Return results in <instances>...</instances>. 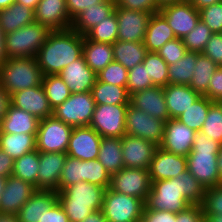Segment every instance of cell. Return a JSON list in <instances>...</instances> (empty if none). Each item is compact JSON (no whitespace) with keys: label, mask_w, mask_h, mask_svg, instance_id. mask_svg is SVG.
Returning a JSON list of instances; mask_svg holds the SVG:
<instances>
[{"label":"cell","mask_w":222,"mask_h":222,"mask_svg":"<svg viewBox=\"0 0 222 222\" xmlns=\"http://www.w3.org/2000/svg\"><path fill=\"white\" fill-rule=\"evenodd\" d=\"M102 137L90 126L74 127L66 154L79 160L98 158Z\"/></svg>","instance_id":"cell-15"},{"label":"cell","mask_w":222,"mask_h":222,"mask_svg":"<svg viewBox=\"0 0 222 222\" xmlns=\"http://www.w3.org/2000/svg\"><path fill=\"white\" fill-rule=\"evenodd\" d=\"M10 104L29 112L40 120L53 115V109L49 104L42 85L11 94Z\"/></svg>","instance_id":"cell-19"},{"label":"cell","mask_w":222,"mask_h":222,"mask_svg":"<svg viewBox=\"0 0 222 222\" xmlns=\"http://www.w3.org/2000/svg\"><path fill=\"white\" fill-rule=\"evenodd\" d=\"M129 103L154 118L170 119L166 106L164 87L153 86L130 95Z\"/></svg>","instance_id":"cell-24"},{"label":"cell","mask_w":222,"mask_h":222,"mask_svg":"<svg viewBox=\"0 0 222 222\" xmlns=\"http://www.w3.org/2000/svg\"><path fill=\"white\" fill-rule=\"evenodd\" d=\"M58 75L71 93L91 92L97 80V74L87 65L83 55L64 67Z\"/></svg>","instance_id":"cell-21"},{"label":"cell","mask_w":222,"mask_h":222,"mask_svg":"<svg viewBox=\"0 0 222 222\" xmlns=\"http://www.w3.org/2000/svg\"><path fill=\"white\" fill-rule=\"evenodd\" d=\"M57 201L56 190L37 189L16 214L18 221L39 222L45 211H48Z\"/></svg>","instance_id":"cell-25"},{"label":"cell","mask_w":222,"mask_h":222,"mask_svg":"<svg viewBox=\"0 0 222 222\" xmlns=\"http://www.w3.org/2000/svg\"><path fill=\"white\" fill-rule=\"evenodd\" d=\"M84 35L70 29L52 31L36 55L43 76L59 72L83 54Z\"/></svg>","instance_id":"cell-1"},{"label":"cell","mask_w":222,"mask_h":222,"mask_svg":"<svg viewBox=\"0 0 222 222\" xmlns=\"http://www.w3.org/2000/svg\"><path fill=\"white\" fill-rule=\"evenodd\" d=\"M127 75L128 70L121 63L113 61L97 73V79L101 82L126 87Z\"/></svg>","instance_id":"cell-49"},{"label":"cell","mask_w":222,"mask_h":222,"mask_svg":"<svg viewBox=\"0 0 222 222\" xmlns=\"http://www.w3.org/2000/svg\"><path fill=\"white\" fill-rule=\"evenodd\" d=\"M36 134L0 132V148L15 160L36 149Z\"/></svg>","instance_id":"cell-31"},{"label":"cell","mask_w":222,"mask_h":222,"mask_svg":"<svg viewBox=\"0 0 222 222\" xmlns=\"http://www.w3.org/2000/svg\"><path fill=\"white\" fill-rule=\"evenodd\" d=\"M204 219L207 222H222V215H204Z\"/></svg>","instance_id":"cell-68"},{"label":"cell","mask_w":222,"mask_h":222,"mask_svg":"<svg viewBox=\"0 0 222 222\" xmlns=\"http://www.w3.org/2000/svg\"><path fill=\"white\" fill-rule=\"evenodd\" d=\"M200 131L222 144V104L220 102H213L210 105Z\"/></svg>","instance_id":"cell-45"},{"label":"cell","mask_w":222,"mask_h":222,"mask_svg":"<svg viewBox=\"0 0 222 222\" xmlns=\"http://www.w3.org/2000/svg\"><path fill=\"white\" fill-rule=\"evenodd\" d=\"M95 107L91 92L72 93L53 110V115L73 128L89 126Z\"/></svg>","instance_id":"cell-9"},{"label":"cell","mask_w":222,"mask_h":222,"mask_svg":"<svg viewBox=\"0 0 222 222\" xmlns=\"http://www.w3.org/2000/svg\"><path fill=\"white\" fill-rule=\"evenodd\" d=\"M91 94L96 104H129L130 99L127 87L101 82L98 79L91 89Z\"/></svg>","instance_id":"cell-36"},{"label":"cell","mask_w":222,"mask_h":222,"mask_svg":"<svg viewBox=\"0 0 222 222\" xmlns=\"http://www.w3.org/2000/svg\"><path fill=\"white\" fill-rule=\"evenodd\" d=\"M200 19L213 33H222V1L199 10Z\"/></svg>","instance_id":"cell-51"},{"label":"cell","mask_w":222,"mask_h":222,"mask_svg":"<svg viewBox=\"0 0 222 222\" xmlns=\"http://www.w3.org/2000/svg\"><path fill=\"white\" fill-rule=\"evenodd\" d=\"M145 202L137 197L105 190L102 212L107 222H141Z\"/></svg>","instance_id":"cell-6"},{"label":"cell","mask_w":222,"mask_h":222,"mask_svg":"<svg viewBox=\"0 0 222 222\" xmlns=\"http://www.w3.org/2000/svg\"><path fill=\"white\" fill-rule=\"evenodd\" d=\"M118 34L117 40L124 42H143L149 19L153 13L115 8Z\"/></svg>","instance_id":"cell-14"},{"label":"cell","mask_w":222,"mask_h":222,"mask_svg":"<svg viewBox=\"0 0 222 222\" xmlns=\"http://www.w3.org/2000/svg\"><path fill=\"white\" fill-rule=\"evenodd\" d=\"M204 213L201 205H190L185 210L175 213V222H203Z\"/></svg>","instance_id":"cell-55"},{"label":"cell","mask_w":222,"mask_h":222,"mask_svg":"<svg viewBox=\"0 0 222 222\" xmlns=\"http://www.w3.org/2000/svg\"><path fill=\"white\" fill-rule=\"evenodd\" d=\"M42 86L53 110L72 94L71 90L58 74L43 76Z\"/></svg>","instance_id":"cell-40"},{"label":"cell","mask_w":222,"mask_h":222,"mask_svg":"<svg viewBox=\"0 0 222 222\" xmlns=\"http://www.w3.org/2000/svg\"><path fill=\"white\" fill-rule=\"evenodd\" d=\"M201 53L187 51L183 58L168 65V84L189 85L197 57Z\"/></svg>","instance_id":"cell-37"},{"label":"cell","mask_w":222,"mask_h":222,"mask_svg":"<svg viewBox=\"0 0 222 222\" xmlns=\"http://www.w3.org/2000/svg\"><path fill=\"white\" fill-rule=\"evenodd\" d=\"M217 168H218L220 180L222 181V144H221L218 156H217Z\"/></svg>","instance_id":"cell-67"},{"label":"cell","mask_w":222,"mask_h":222,"mask_svg":"<svg viewBox=\"0 0 222 222\" xmlns=\"http://www.w3.org/2000/svg\"><path fill=\"white\" fill-rule=\"evenodd\" d=\"M221 144L201 131L196 132L192 150L187 156V170L205 187L222 184L217 168Z\"/></svg>","instance_id":"cell-2"},{"label":"cell","mask_w":222,"mask_h":222,"mask_svg":"<svg viewBox=\"0 0 222 222\" xmlns=\"http://www.w3.org/2000/svg\"><path fill=\"white\" fill-rule=\"evenodd\" d=\"M179 1H183V0H156L159 8H161L164 5L172 4L174 2H179Z\"/></svg>","instance_id":"cell-70"},{"label":"cell","mask_w":222,"mask_h":222,"mask_svg":"<svg viewBox=\"0 0 222 222\" xmlns=\"http://www.w3.org/2000/svg\"><path fill=\"white\" fill-rule=\"evenodd\" d=\"M192 205L180 192L179 178L151 182L145 201L147 209L179 213Z\"/></svg>","instance_id":"cell-7"},{"label":"cell","mask_w":222,"mask_h":222,"mask_svg":"<svg viewBox=\"0 0 222 222\" xmlns=\"http://www.w3.org/2000/svg\"><path fill=\"white\" fill-rule=\"evenodd\" d=\"M39 222H69L62 205L57 201L48 211H45Z\"/></svg>","instance_id":"cell-59"},{"label":"cell","mask_w":222,"mask_h":222,"mask_svg":"<svg viewBox=\"0 0 222 222\" xmlns=\"http://www.w3.org/2000/svg\"><path fill=\"white\" fill-rule=\"evenodd\" d=\"M6 182H7V177H0V198L5 189Z\"/></svg>","instance_id":"cell-71"},{"label":"cell","mask_w":222,"mask_h":222,"mask_svg":"<svg viewBox=\"0 0 222 222\" xmlns=\"http://www.w3.org/2000/svg\"><path fill=\"white\" fill-rule=\"evenodd\" d=\"M201 206L204 215H222V184L205 190Z\"/></svg>","instance_id":"cell-50"},{"label":"cell","mask_w":222,"mask_h":222,"mask_svg":"<svg viewBox=\"0 0 222 222\" xmlns=\"http://www.w3.org/2000/svg\"><path fill=\"white\" fill-rule=\"evenodd\" d=\"M202 54L222 66V33H213Z\"/></svg>","instance_id":"cell-53"},{"label":"cell","mask_w":222,"mask_h":222,"mask_svg":"<svg viewBox=\"0 0 222 222\" xmlns=\"http://www.w3.org/2000/svg\"><path fill=\"white\" fill-rule=\"evenodd\" d=\"M9 104H10V95L0 85V123L7 112Z\"/></svg>","instance_id":"cell-61"},{"label":"cell","mask_w":222,"mask_h":222,"mask_svg":"<svg viewBox=\"0 0 222 222\" xmlns=\"http://www.w3.org/2000/svg\"><path fill=\"white\" fill-rule=\"evenodd\" d=\"M35 21L52 31L71 28L65 0H40L35 10Z\"/></svg>","instance_id":"cell-23"},{"label":"cell","mask_w":222,"mask_h":222,"mask_svg":"<svg viewBox=\"0 0 222 222\" xmlns=\"http://www.w3.org/2000/svg\"><path fill=\"white\" fill-rule=\"evenodd\" d=\"M16 0H0V10L8 8L12 3H15Z\"/></svg>","instance_id":"cell-69"},{"label":"cell","mask_w":222,"mask_h":222,"mask_svg":"<svg viewBox=\"0 0 222 222\" xmlns=\"http://www.w3.org/2000/svg\"><path fill=\"white\" fill-rule=\"evenodd\" d=\"M105 188L89 182H78L58 192L69 222H82L89 214L102 209Z\"/></svg>","instance_id":"cell-3"},{"label":"cell","mask_w":222,"mask_h":222,"mask_svg":"<svg viewBox=\"0 0 222 222\" xmlns=\"http://www.w3.org/2000/svg\"><path fill=\"white\" fill-rule=\"evenodd\" d=\"M187 49L180 38H175L165 43L158 51L157 54L168 64H174L184 57Z\"/></svg>","instance_id":"cell-52"},{"label":"cell","mask_w":222,"mask_h":222,"mask_svg":"<svg viewBox=\"0 0 222 222\" xmlns=\"http://www.w3.org/2000/svg\"><path fill=\"white\" fill-rule=\"evenodd\" d=\"M39 151L37 149L14 160L12 175L37 188Z\"/></svg>","instance_id":"cell-38"},{"label":"cell","mask_w":222,"mask_h":222,"mask_svg":"<svg viewBox=\"0 0 222 222\" xmlns=\"http://www.w3.org/2000/svg\"><path fill=\"white\" fill-rule=\"evenodd\" d=\"M84 181L104 187H110L111 175L98 159L83 160Z\"/></svg>","instance_id":"cell-46"},{"label":"cell","mask_w":222,"mask_h":222,"mask_svg":"<svg viewBox=\"0 0 222 222\" xmlns=\"http://www.w3.org/2000/svg\"><path fill=\"white\" fill-rule=\"evenodd\" d=\"M84 181L83 160L67 155L58 183V192L72 184Z\"/></svg>","instance_id":"cell-47"},{"label":"cell","mask_w":222,"mask_h":222,"mask_svg":"<svg viewBox=\"0 0 222 222\" xmlns=\"http://www.w3.org/2000/svg\"><path fill=\"white\" fill-rule=\"evenodd\" d=\"M36 191L32 184L10 175L0 198V213L17 214Z\"/></svg>","instance_id":"cell-20"},{"label":"cell","mask_w":222,"mask_h":222,"mask_svg":"<svg viewBox=\"0 0 222 222\" xmlns=\"http://www.w3.org/2000/svg\"><path fill=\"white\" fill-rule=\"evenodd\" d=\"M157 145L143 138L125 134L122 136L124 167L149 169Z\"/></svg>","instance_id":"cell-18"},{"label":"cell","mask_w":222,"mask_h":222,"mask_svg":"<svg viewBox=\"0 0 222 222\" xmlns=\"http://www.w3.org/2000/svg\"><path fill=\"white\" fill-rule=\"evenodd\" d=\"M73 127L54 115L41 119L36 134V149L39 152H67Z\"/></svg>","instance_id":"cell-10"},{"label":"cell","mask_w":222,"mask_h":222,"mask_svg":"<svg viewBox=\"0 0 222 222\" xmlns=\"http://www.w3.org/2000/svg\"><path fill=\"white\" fill-rule=\"evenodd\" d=\"M111 190L146 201L151 189L149 171L124 167L111 175Z\"/></svg>","instance_id":"cell-12"},{"label":"cell","mask_w":222,"mask_h":222,"mask_svg":"<svg viewBox=\"0 0 222 222\" xmlns=\"http://www.w3.org/2000/svg\"><path fill=\"white\" fill-rule=\"evenodd\" d=\"M14 160L0 148V177L12 175Z\"/></svg>","instance_id":"cell-60"},{"label":"cell","mask_w":222,"mask_h":222,"mask_svg":"<svg viewBox=\"0 0 222 222\" xmlns=\"http://www.w3.org/2000/svg\"><path fill=\"white\" fill-rule=\"evenodd\" d=\"M212 35L213 32L200 19L194 29L185 35L182 40L187 51L202 53Z\"/></svg>","instance_id":"cell-44"},{"label":"cell","mask_w":222,"mask_h":222,"mask_svg":"<svg viewBox=\"0 0 222 222\" xmlns=\"http://www.w3.org/2000/svg\"><path fill=\"white\" fill-rule=\"evenodd\" d=\"M118 22L116 12L91 28L84 36L91 41L113 44L117 40Z\"/></svg>","instance_id":"cell-41"},{"label":"cell","mask_w":222,"mask_h":222,"mask_svg":"<svg viewBox=\"0 0 222 222\" xmlns=\"http://www.w3.org/2000/svg\"><path fill=\"white\" fill-rule=\"evenodd\" d=\"M40 0H16L17 3L30 7L35 10Z\"/></svg>","instance_id":"cell-66"},{"label":"cell","mask_w":222,"mask_h":222,"mask_svg":"<svg viewBox=\"0 0 222 222\" xmlns=\"http://www.w3.org/2000/svg\"><path fill=\"white\" fill-rule=\"evenodd\" d=\"M128 104H96L90 127L101 137L121 138L126 134V112Z\"/></svg>","instance_id":"cell-8"},{"label":"cell","mask_w":222,"mask_h":222,"mask_svg":"<svg viewBox=\"0 0 222 222\" xmlns=\"http://www.w3.org/2000/svg\"><path fill=\"white\" fill-rule=\"evenodd\" d=\"M154 86L168 85V64L157 54L148 52L142 62Z\"/></svg>","instance_id":"cell-42"},{"label":"cell","mask_w":222,"mask_h":222,"mask_svg":"<svg viewBox=\"0 0 222 222\" xmlns=\"http://www.w3.org/2000/svg\"><path fill=\"white\" fill-rule=\"evenodd\" d=\"M69 18L73 20L78 14L104 0H65Z\"/></svg>","instance_id":"cell-58"},{"label":"cell","mask_w":222,"mask_h":222,"mask_svg":"<svg viewBox=\"0 0 222 222\" xmlns=\"http://www.w3.org/2000/svg\"><path fill=\"white\" fill-rule=\"evenodd\" d=\"M194 67L195 69L189 87L201 96H206L208 98V85L210 79L219 66L209 57L201 53L197 57Z\"/></svg>","instance_id":"cell-35"},{"label":"cell","mask_w":222,"mask_h":222,"mask_svg":"<svg viewBox=\"0 0 222 222\" xmlns=\"http://www.w3.org/2000/svg\"><path fill=\"white\" fill-rule=\"evenodd\" d=\"M116 8L115 0H104L78 14L71 24V29L85 35L91 28L109 17Z\"/></svg>","instance_id":"cell-27"},{"label":"cell","mask_w":222,"mask_h":222,"mask_svg":"<svg viewBox=\"0 0 222 222\" xmlns=\"http://www.w3.org/2000/svg\"><path fill=\"white\" fill-rule=\"evenodd\" d=\"M213 103L206 96H200L187 110L177 119L190 129L198 132L202 129L207 117L209 107Z\"/></svg>","instance_id":"cell-39"},{"label":"cell","mask_w":222,"mask_h":222,"mask_svg":"<svg viewBox=\"0 0 222 222\" xmlns=\"http://www.w3.org/2000/svg\"><path fill=\"white\" fill-rule=\"evenodd\" d=\"M186 170V156L168 152L159 146L148 169L151 182L175 178Z\"/></svg>","instance_id":"cell-17"},{"label":"cell","mask_w":222,"mask_h":222,"mask_svg":"<svg viewBox=\"0 0 222 222\" xmlns=\"http://www.w3.org/2000/svg\"><path fill=\"white\" fill-rule=\"evenodd\" d=\"M164 96L170 119H177L201 95L189 85L168 84L164 87Z\"/></svg>","instance_id":"cell-26"},{"label":"cell","mask_w":222,"mask_h":222,"mask_svg":"<svg viewBox=\"0 0 222 222\" xmlns=\"http://www.w3.org/2000/svg\"><path fill=\"white\" fill-rule=\"evenodd\" d=\"M195 134L196 131L178 119H169L165 123L164 136L159 147L168 152L187 157L192 150Z\"/></svg>","instance_id":"cell-16"},{"label":"cell","mask_w":222,"mask_h":222,"mask_svg":"<svg viewBox=\"0 0 222 222\" xmlns=\"http://www.w3.org/2000/svg\"><path fill=\"white\" fill-rule=\"evenodd\" d=\"M208 98L213 102L222 101V66L217 68L210 79Z\"/></svg>","instance_id":"cell-56"},{"label":"cell","mask_w":222,"mask_h":222,"mask_svg":"<svg viewBox=\"0 0 222 222\" xmlns=\"http://www.w3.org/2000/svg\"><path fill=\"white\" fill-rule=\"evenodd\" d=\"M82 222H107L102 210H97L89 214Z\"/></svg>","instance_id":"cell-62"},{"label":"cell","mask_w":222,"mask_h":222,"mask_svg":"<svg viewBox=\"0 0 222 222\" xmlns=\"http://www.w3.org/2000/svg\"><path fill=\"white\" fill-rule=\"evenodd\" d=\"M115 2L116 7H122L135 11L157 13L160 9L156 0H115Z\"/></svg>","instance_id":"cell-54"},{"label":"cell","mask_w":222,"mask_h":222,"mask_svg":"<svg viewBox=\"0 0 222 222\" xmlns=\"http://www.w3.org/2000/svg\"><path fill=\"white\" fill-rule=\"evenodd\" d=\"M82 55L96 74L114 61L112 44L94 42L85 36Z\"/></svg>","instance_id":"cell-34"},{"label":"cell","mask_w":222,"mask_h":222,"mask_svg":"<svg viewBox=\"0 0 222 222\" xmlns=\"http://www.w3.org/2000/svg\"><path fill=\"white\" fill-rule=\"evenodd\" d=\"M7 59L4 49V33L0 27V65Z\"/></svg>","instance_id":"cell-64"},{"label":"cell","mask_w":222,"mask_h":222,"mask_svg":"<svg viewBox=\"0 0 222 222\" xmlns=\"http://www.w3.org/2000/svg\"><path fill=\"white\" fill-rule=\"evenodd\" d=\"M110 175L124 168L122 137H102L97 158Z\"/></svg>","instance_id":"cell-32"},{"label":"cell","mask_w":222,"mask_h":222,"mask_svg":"<svg viewBox=\"0 0 222 222\" xmlns=\"http://www.w3.org/2000/svg\"><path fill=\"white\" fill-rule=\"evenodd\" d=\"M35 22L34 9L12 3L8 8L0 10V27L4 35Z\"/></svg>","instance_id":"cell-30"},{"label":"cell","mask_w":222,"mask_h":222,"mask_svg":"<svg viewBox=\"0 0 222 222\" xmlns=\"http://www.w3.org/2000/svg\"><path fill=\"white\" fill-rule=\"evenodd\" d=\"M166 121L157 119L130 103L126 112V134L143 138L160 146L164 136Z\"/></svg>","instance_id":"cell-11"},{"label":"cell","mask_w":222,"mask_h":222,"mask_svg":"<svg viewBox=\"0 0 222 222\" xmlns=\"http://www.w3.org/2000/svg\"><path fill=\"white\" fill-rule=\"evenodd\" d=\"M180 192L192 205H201L205 195V187L188 171L177 176Z\"/></svg>","instance_id":"cell-43"},{"label":"cell","mask_w":222,"mask_h":222,"mask_svg":"<svg viewBox=\"0 0 222 222\" xmlns=\"http://www.w3.org/2000/svg\"><path fill=\"white\" fill-rule=\"evenodd\" d=\"M43 74L36 57L7 58L0 65V85L11 95L42 85Z\"/></svg>","instance_id":"cell-4"},{"label":"cell","mask_w":222,"mask_h":222,"mask_svg":"<svg viewBox=\"0 0 222 222\" xmlns=\"http://www.w3.org/2000/svg\"><path fill=\"white\" fill-rule=\"evenodd\" d=\"M141 222H175V213L147 209L144 207Z\"/></svg>","instance_id":"cell-57"},{"label":"cell","mask_w":222,"mask_h":222,"mask_svg":"<svg viewBox=\"0 0 222 222\" xmlns=\"http://www.w3.org/2000/svg\"><path fill=\"white\" fill-rule=\"evenodd\" d=\"M51 32L48 26L35 21L4 35L6 57H36Z\"/></svg>","instance_id":"cell-5"},{"label":"cell","mask_w":222,"mask_h":222,"mask_svg":"<svg viewBox=\"0 0 222 222\" xmlns=\"http://www.w3.org/2000/svg\"><path fill=\"white\" fill-rule=\"evenodd\" d=\"M176 38L173 29L159 13H153L149 19L144 38V46L148 52H157L165 43Z\"/></svg>","instance_id":"cell-29"},{"label":"cell","mask_w":222,"mask_h":222,"mask_svg":"<svg viewBox=\"0 0 222 222\" xmlns=\"http://www.w3.org/2000/svg\"><path fill=\"white\" fill-rule=\"evenodd\" d=\"M158 12L173 29L176 38L180 39L191 32L200 20L199 11L189 0L164 5Z\"/></svg>","instance_id":"cell-13"},{"label":"cell","mask_w":222,"mask_h":222,"mask_svg":"<svg viewBox=\"0 0 222 222\" xmlns=\"http://www.w3.org/2000/svg\"><path fill=\"white\" fill-rule=\"evenodd\" d=\"M0 222H19L16 214L0 213Z\"/></svg>","instance_id":"cell-65"},{"label":"cell","mask_w":222,"mask_h":222,"mask_svg":"<svg viewBox=\"0 0 222 222\" xmlns=\"http://www.w3.org/2000/svg\"><path fill=\"white\" fill-rule=\"evenodd\" d=\"M112 48L114 61L121 63L127 70H130L135 65L141 64L148 53L143 42L116 40L112 44Z\"/></svg>","instance_id":"cell-33"},{"label":"cell","mask_w":222,"mask_h":222,"mask_svg":"<svg viewBox=\"0 0 222 222\" xmlns=\"http://www.w3.org/2000/svg\"><path fill=\"white\" fill-rule=\"evenodd\" d=\"M153 86L152 80L143 63L135 65L133 68L128 70L126 87L129 96Z\"/></svg>","instance_id":"cell-48"},{"label":"cell","mask_w":222,"mask_h":222,"mask_svg":"<svg viewBox=\"0 0 222 222\" xmlns=\"http://www.w3.org/2000/svg\"><path fill=\"white\" fill-rule=\"evenodd\" d=\"M189 1L199 11L202 8L221 2L222 0H189Z\"/></svg>","instance_id":"cell-63"},{"label":"cell","mask_w":222,"mask_h":222,"mask_svg":"<svg viewBox=\"0 0 222 222\" xmlns=\"http://www.w3.org/2000/svg\"><path fill=\"white\" fill-rule=\"evenodd\" d=\"M67 154L63 152H39L37 189L56 190Z\"/></svg>","instance_id":"cell-22"},{"label":"cell","mask_w":222,"mask_h":222,"mask_svg":"<svg viewBox=\"0 0 222 222\" xmlns=\"http://www.w3.org/2000/svg\"><path fill=\"white\" fill-rule=\"evenodd\" d=\"M40 119L29 112L18 109L11 104L0 123V132L5 133H37Z\"/></svg>","instance_id":"cell-28"}]
</instances>
